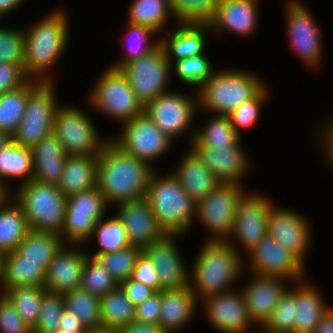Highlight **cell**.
Instances as JSON below:
<instances>
[{
    "instance_id": "7c38bea8",
    "label": "cell",
    "mask_w": 333,
    "mask_h": 333,
    "mask_svg": "<svg viewBox=\"0 0 333 333\" xmlns=\"http://www.w3.org/2000/svg\"><path fill=\"white\" fill-rule=\"evenodd\" d=\"M238 183L222 182L205 198L196 204V217L214 235L208 241H227L235 219L238 200L244 192ZM199 215V216H198Z\"/></svg>"
},
{
    "instance_id": "60d3db41",
    "label": "cell",
    "mask_w": 333,
    "mask_h": 333,
    "mask_svg": "<svg viewBox=\"0 0 333 333\" xmlns=\"http://www.w3.org/2000/svg\"><path fill=\"white\" fill-rule=\"evenodd\" d=\"M171 13L168 0H134L130 6L128 22L158 32L163 29Z\"/></svg>"
},
{
    "instance_id": "816d5d0a",
    "label": "cell",
    "mask_w": 333,
    "mask_h": 333,
    "mask_svg": "<svg viewBox=\"0 0 333 333\" xmlns=\"http://www.w3.org/2000/svg\"><path fill=\"white\" fill-rule=\"evenodd\" d=\"M265 88L266 87H264L254 98L245 101L227 115L230 123L239 135V127L251 126L257 121L260 107L263 104L267 95V91Z\"/></svg>"
},
{
    "instance_id": "003e7915",
    "label": "cell",
    "mask_w": 333,
    "mask_h": 333,
    "mask_svg": "<svg viewBox=\"0 0 333 333\" xmlns=\"http://www.w3.org/2000/svg\"><path fill=\"white\" fill-rule=\"evenodd\" d=\"M7 189L3 185L2 180L0 179V205L3 204L4 202H7V198L9 195H7Z\"/></svg>"
},
{
    "instance_id": "30bf717a",
    "label": "cell",
    "mask_w": 333,
    "mask_h": 333,
    "mask_svg": "<svg viewBox=\"0 0 333 333\" xmlns=\"http://www.w3.org/2000/svg\"><path fill=\"white\" fill-rule=\"evenodd\" d=\"M171 64L164 49L159 45L149 54L125 64L121 70L126 74L130 87L145 106L160 94L166 93Z\"/></svg>"
},
{
    "instance_id": "c3c4849f",
    "label": "cell",
    "mask_w": 333,
    "mask_h": 333,
    "mask_svg": "<svg viewBox=\"0 0 333 333\" xmlns=\"http://www.w3.org/2000/svg\"><path fill=\"white\" fill-rule=\"evenodd\" d=\"M64 308L63 294L46 291L42 297L38 322L32 332L51 333L59 329Z\"/></svg>"
},
{
    "instance_id": "d6986e66",
    "label": "cell",
    "mask_w": 333,
    "mask_h": 333,
    "mask_svg": "<svg viewBox=\"0 0 333 333\" xmlns=\"http://www.w3.org/2000/svg\"><path fill=\"white\" fill-rule=\"evenodd\" d=\"M303 4L289 1L287 6V31L295 51L308 65H316L320 61V34L313 17ZM319 34V35H318Z\"/></svg>"
},
{
    "instance_id": "cb8c5ba5",
    "label": "cell",
    "mask_w": 333,
    "mask_h": 333,
    "mask_svg": "<svg viewBox=\"0 0 333 333\" xmlns=\"http://www.w3.org/2000/svg\"><path fill=\"white\" fill-rule=\"evenodd\" d=\"M240 142L224 147H192V150L221 183L240 184L249 166Z\"/></svg>"
},
{
    "instance_id": "8fae6325",
    "label": "cell",
    "mask_w": 333,
    "mask_h": 333,
    "mask_svg": "<svg viewBox=\"0 0 333 333\" xmlns=\"http://www.w3.org/2000/svg\"><path fill=\"white\" fill-rule=\"evenodd\" d=\"M96 128L84 113L76 108L59 107L52 133L67 155H99L106 141H101Z\"/></svg>"
},
{
    "instance_id": "ee69618b",
    "label": "cell",
    "mask_w": 333,
    "mask_h": 333,
    "mask_svg": "<svg viewBox=\"0 0 333 333\" xmlns=\"http://www.w3.org/2000/svg\"><path fill=\"white\" fill-rule=\"evenodd\" d=\"M119 284L106 268L90 255L86 258L80 288L102 298Z\"/></svg>"
},
{
    "instance_id": "7402d4cb",
    "label": "cell",
    "mask_w": 333,
    "mask_h": 333,
    "mask_svg": "<svg viewBox=\"0 0 333 333\" xmlns=\"http://www.w3.org/2000/svg\"><path fill=\"white\" fill-rule=\"evenodd\" d=\"M282 279L285 280L280 276L256 274L253 281L241 291L253 323L263 326L271 316L281 297L288 290L283 286Z\"/></svg>"
},
{
    "instance_id": "2644e50d",
    "label": "cell",
    "mask_w": 333,
    "mask_h": 333,
    "mask_svg": "<svg viewBox=\"0 0 333 333\" xmlns=\"http://www.w3.org/2000/svg\"><path fill=\"white\" fill-rule=\"evenodd\" d=\"M51 333H66V332H63L62 330L57 329V330H55L54 332H51Z\"/></svg>"
},
{
    "instance_id": "ac0fdd59",
    "label": "cell",
    "mask_w": 333,
    "mask_h": 333,
    "mask_svg": "<svg viewBox=\"0 0 333 333\" xmlns=\"http://www.w3.org/2000/svg\"><path fill=\"white\" fill-rule=\"evenodd\" d=\"M309 227L306 218L294 211L272 206L267 218L268 235L294 254L304 264V254L308 249Z\"/></svg>"
},
{
    "instance_id": "3957f363",
    "label": "cell",
    "mask_w": 333,
    "mask_h": 333,
    "mask_svg": "<svg viewBox=\"0 0 333 333\" xmlns=\"http://www.w3.org/2000/svg\"><path fill=\"white\" fill-rule=\"evenodd\" d=\"M237 252L229 241H207L194 264L192 277L195 283L189 280L188 284L198 298L199 295L207 298L230 291L227 290L229 284L234 282L242 270Z\"/></svg>"
},
{
    "instance_id": "ab89813d",
    "label": "cell",
    "mask_w": 333,
    "mask_h": 333,
    "mask_svg": "<svg viewBox=\"0 0 333 333\" xmlns=\"http://www.w3.org/2000/svg\"><path fill=\"white\" fill-rule=\"evenodd\" d=\"M64 306L75 313L87 329L102 326L100 298L78 288L63 294Z\"/></svg>"
},
{
    "instance_id": "44dd1931",
    "label": "cell",
    "mask_w": 333,
    "mask_h": 333,
    "mask_svg": "<svg viewBox=\"0 0 333 333\" xmlns=\"http://www.w3.org/2000/svg\"><path fill=\"white\" fill-rule=\"evenodd\" d=\"M175 236L176 234H166L143 249L152 260L163 289H179L187 286L190 280L186 265L173 241Z\"/></svg>"
},
{
    "instance_id": "f5cc1de1",
    "label": "cell",
    "mask_w": 333,
    "mask_h": 333,
    "mask_svg": "<svg viewBox=\"0 0 333 333\" xmlns=\"http://www.w3.org/2000/svg\"><path fill=\"white\" fill-rule=\"evenodd\" d=\"M0 332L1 333H33L14 305L4 295H0Z\"/></svg>"
},
{
    "instance_id": "603a6c76",
    "label": "cell",
    "mask_w": 333,
    "mask_h": 333,
    "mask_svg": "<svg viewBox=\"0 0 333 333\" xmlns=\"http://www.w3.org/2000/svg\"><path fill=\"white\" fill-rule=\"evenodd\" d=\"M88 256L80 250H68L64 244L46 269L45 289L49 292L64 294L80 288Z\"/></svg>"
},
{
    "instance_id": "4316f807",
    "label": "cell",
    "mask_w": 333,
    "mask_h": 333,
    "mask_svg": "<svg viewBox=\"0 0 333 333\" xmlns=\"http://www.w3.org/2000/svg\"><path fill=\"white\" fill-rule=\"evenodd\" d=\"M256 0H220L211 29H227L239 35L252 33L256 26Z\"/></svg>"
},
{
    "instance_id": "1f68e13d",
    "label": "cell",
    "mask_w": 333,
    "mask_h": 333,
    "mask_svg": "<svg viewBox=\"0 0 333 333\" xmlns=\"http://www.w3.org/2000/svg\"><path fill=\"white\" fill-rule=\"evenodd\" d=\"M296 296V320L294 333H313L321 317L331 307L323 304L321 295L310 285L301 284L290 290Z\"/></svg>"
},
{
    "instance_id": "d590c367",
    "label": "cell",
    "mask_w": 333,
    "mask_h": 333,
    "mask_svg": "<svg viewBox=\"0 0 333 333\" xmlns=\"http://www.w3.org/2000/svg\"><path fill=\"white\" fill-rule=\"evenodd\" d=\"M14 177L23 178V184L33 180V153L31 148L11 141L0 152V179Z\"/></svg>"
},
{
    "instance_id": "8d00e7d4",
    "label": "cell",
    "mask_w": 333,
    "mask_h": 333,
    "mask_svg": "<svg viewBox=\"0 0 333 333\" xmlns=\"http://www.w3.org/2000/svg\"><path fill=\"white\" fill-rule=\"evenodd\" d=\"M29 96V80L20 88L0 95V132L10 135L16 132L25 113Z\"/></svg>"
},
{
    "instance_id": "9f6ffc18",
    "label": "cell",
    "mask_w": 333,
    "mask_h": 333,
    "mask_svg": "<svg viewBox=\"0 0 333 333\" xmlns=\"http://www.w3.org/2000/svg\"><path fill=\"white\" fill-rule=\"evenodd\" d=\"M161 314V292L146 299L135 307L134 321L142 324L159 325Z\"/></svg>"
},
{
    "instance_id": "4fadbf2b",
    "label": "cell",
    "mask_w": 333,
    "mask_h": 333,
    "mask_svg": "<svg viewBox=\"0 0 333 333\" xmlns=\"http://www.w3.org/2000/svg\"><path fill=\"white\" fill-rule=\"evenodd\" d=\"M123 132L118 139L112 141L124 152L150 163L171 146V138L144 113L123 123Z\"/></svg>"
},
{
    "instance_id": "db71d44e",
    "label": "cell",
    "mask_w": 333,
    "mask_h": 333,
    "mask_svg": "<svg viewBox=\"0 0 333 333\" xmlns=\"http://www.w3.org/2000/svg\"><path fill=\"white\" fill-rule=\"evenodd\" d=\"M130 279L141 282L151 287L156 292H161L163 288L156 273V269L150 257L142 251L137 258L136 264L132 270Z\"/></svg>"
},
{
    "instance_id": "89a4df30",
    "label": "cell",
    "mask_w": 333,
    "mask_h": 333,
    "mask_svg": "<svg viewBox=\"0 0 333 333\" xmlns=\"http://www.w3.org/2000/svg\"><path fill=\"white\" fill-rule=\"evenodd\" d=\"M326 128L333 134V120L329 121V124L326 126Z\"/></svg>"
},
{
    "instance_id": "f6af8a7d",
    "label": "cell",
    "mask_w": 333,
    "mask_h": 333,
    "mask_svg": "<svg viewBox=\"0 0 333 333\" xmlns=\"http://www.w3.org/2000/svg\"><path fill=\"white\" fill-rule=\"evenodd\" d=\"M98 238L100 244L95 254L112 253L129 247L126 230L122 222L115 216L107 221L99 220L94 229L93 235Z\"/></svg>"
},
{
    "instance_id": "4dcf8cb0",
    "label": "cell",
    "mask_w": 333,
    "mask_h": 333,
    "mask_svg": "<svg viewBox=\"0 0 333 333\" xmlns=\"http://www.w3.org/2000/svg\"><path fill=\"white\" fill-rule=\"evenodd\" d=\"M45 272L46 270L39 262L25 261L16 250L4 254L2 280L0 283V289H3L1 294L9 288L17 286L44 287Z\"/></svg>"
},
{
    "instance_id": "f546056e",
    "label": "cell",
    "mask_w": 333,
    "mask_h": 333,
    "mask_svg": "<svg viewBox=\"0 0 333 333\" xmlns=\"http://www.w3.org/2000/svg\"><path fill=\"white\" fill-rule=\"evenodd\" d=\"M207 29L212 30L209 24L183 23L182 27L173 34L168 32L169 37L171 36L170 40L162 38L160 45L169 62L172 63L171 56L177 61L203 54L206 45L204 31Z\"/></svg>"
},
{
    "instance_id": "52a82bcc",
    "label": "cell",
    "mask_w": 333,
    "mask_h": 333,
    "mask_svg": "<svg viewBox=\"0 0 333 333\" xmlns=\"http://www.w3.org/2000/svg\"><path fill=\"white\" fill-rule=\"evenodd\" d=\"M54 93L51 81L29 79L27 106L12 136L14 143L32 149L52 133L56 112L61 107L56 104Z\"/></svg>"
},
{
    "instance_id": "7a4b0ae2",
    "label": "cell",
    "mask_w": 333,
    "mask_h": 333,
    "mask_svg": "<svg viewBox=\"0 0 333 333\" xmlns=\"http://www.w3.org/2000/svg\"><path fill=\"white\" fill-rule=\"evenodd\" d=\"M63 11H55L25 31L23 70L29 79L51 81L45 71L62 55L68 41V23ZM34 77V78H33Z\"/></svg>"
},
{
    "instance_id": "e0dca14e",
    "label": "cell",
    "mask_w": 333,
    "mask_h": 333,
    "mask_svg": "<svg viewBox=\"0 0 333 333\" xmlns=\"http://www.w3.org/2000/svg\"><path fill=\"white\" fill-rule=\"evenodd\" d=\"M251 266L258 275L299 279L304 264L268 234L251 250Z\"/></svg>"
},
{
    "instance_id": "11a10c76",
    "label": "cell",
    "mask_w": 333,
    "mask_h": 333,
    "mask_svg": "<svg viewBox=\"0 0 333 333\" xmlns=\"http://www.w3.org/2000/svg\"><path fill=\"white\" fill-rule=\"evenodd\" d=\"M28 80L29 78L24 74L21 65L0 62V95L7 91L20 88Z\"/></svg>"
},
{
    "instance_id": "2e32d148",
    "label": "cell",
    "mask_w": 333,
    "mask_h": 333,
    "mask_svg": "<svg viewBox=\"0 0 333 333\" xmlns=\"http://www.w3.org/2000/svg\"><path fill=\"white\" fill-rule=\"evenodd\" d=\"M118 205L116 216L124 225L131 245L144 249L166 235L145 198L125 201Z\"/></svg>"
},
{
    "instance_id": "d4e9b609",
    "label": "cell",
    "mask_w": 333,
    "mask_h": 333,
    "mask_svg": "<svg viewBox=\"0 0 333 333\" xmlns=\"http://www.w3.org/2000/svg\"><path fill=\"white\" fill-rule=\"evenodd\" d=\"M33 180L58 185L67 154L53 133L45 136L33 148Z\"/></svg>"
},
{
    "instance_id": "277c9868",
    "label": "cell",
    "mask_w": 333,
    "mask_h": 333,
    "mask_svg": "<svg viewBox=\"0 0 333 333\" xmlns=\"http://www.w3.org/2000/svg\"><path fill=\"white\" fill-rule=\"evenodd\" d=\"M155 175L153 172L145 199L166 234H183L196 215V203L172 173L162 178Z\"/></svg>"
},
{
    "instance_id": "e575fe53",
    "label": "cell",
    "mask_w": 333,
    "mask_h": 333,
    "mask_svg": "<svg viewBox=\"0 0 333 333\" xmlns=\"http://www.w3.org/2000/svg\"><path fill=\"white\" fill-rule=\"evenodd\" d=\"M135 305L118 285L100 298L102 326L121 329L135 319Z\"/></svg>"
},
{
    "instance_id": "ba28073f",
    "label": "cell",
    "mask_w": 333,
    "mask_h": 333,
    "mask_svg": "<svg viewBox=\"0 0 333 333\" xmlns=\"http://www.w3.org/2000/svg\"><path fill=\"white\" fill-rule=\"evenodd\" d=\"M89 100L96 108L122 123L144 114V105L121 69H107L98 80Z\"/></svg>"
},
{
    "instance_id": "6da1fadb",
    "label": "cell",
    "mask_w": 333,
    "mask_h": 333,
    "mask_svg": "<svg viewBox=\"0 0 333 333\" xmlns=\"http://www.w3.org/2000/svg\"><path fill=\"white\" fill-rule=\"evenodd\" d=\"M153 172L150 163L109 140L98 155L97 186L108 204L139 200L146 197Z\"/></svg>"
},
{
    "instance_id": "6f0895ef",
    "label": "cell",
    "mask_w": 333,
    "mask_h": 333,
    "mask_svg": "<svg viewBox=\"0 0 333 333\" xmlns=\"http://www.w3.org/2000/svg\"><path fill=\"white\" fill-rule=\"evenodd\" d=\"M119 286L135 306L144 302L156 293L151 287L130 278L120 282Z\"/></svg>"
},
{
    "instance_id": "8992f818",
    "label": "cell",
    "mask_w": 333,
    "mask_h": 333,
    "mask_svg": "<svg viewBox=\"0 0 333 333\" xmlns=\"http://www.w3.org/2000/svg\"><path fill=\"white\" fill-rule=\"evenodd\" d=\"M264 87L252 73L216 71L200 88L198 105L218 113L216 115L227 116L242 103L254 98Z\"/></svg>"
},
{
    "instance_id": "9c48e42d",
    "label": "cell",
    "mask_w": 333,
    "mask_h": 333,
    "mask_svg": "<svg viewBox=\"0 0 333 333\" xmlns=\"http://www.w3.org/2000/svg\"><path fill=\"white\" fill-rule=\"evenodd\" d=\"M107 201L98 186L67 197L64 223L60 237L77 244L93 235L96 224L103 219Z\"/></svg>"
},
{
    "instance_id": "7bdbcfd3",
    "label": "cell",
    "mask_w": 333,
    "mask_h": 333,
    "mask_svg": "<svg viewBox=\"0 0 333 333\" xmlns=\"http://www.w3.org/2000/svg\"><path fill=\"white\" fill-rule=\"evenodd\" d=\"M142 251V248L130 245L117 252L103 254L93 253L91 257L96 258L119 284L130 278L137 258Z\"/></svg>"
},
{
    "instance_id": "bcb514c9",
    "label": "cell",
    "mask_w": 333,
    "mask_h": 333,
    "mask_svg": "<svg viewBox=\"0 0 333 333\" xmlns=\"http://www.w3.org/2000/svg\"><path fill=\"white\" fill-rule=\"evenodd\" d=\"M296 309V296L288 289L262 326L263 330L267 333H294Z\"/></svg>"
},
{
    "instance_id": "a7ac6f4b",
    "label": "cell",
    "mask_w": 333,
    "mask_h": 333,
    "mask_svg": "<svg viewBox=\"0 0 333 333\" xmlns=\"http://www.w3.org/2000/svg\"><path fill=\"white\" fill-rule=\"evenodd\" d=\"M3 261H4V254L0 251V283L2 280Z\"/></svg>"
},
{
    "instance_id": "d6a6232c",
    "label": "cell",
    "mask_w": 333,
    "mask_h": 333,
    "mask_svg": "<svg viewBox=\"0 0 333 333\" xmlns=\"http://www.w3.org/2000/svg\"><path fill=\"white\" fill-rule=\"evenodd\" d=\"M63 245L64 240L57 233L30 230L16 251L25 261L39 262L46 270Z\"/></svg>"
},
{
    "instance_id": "5bb4252c",
    "label": "cell",
    "mask_w": 333,
    "mask_h": 333,
    "mask_svg": "<svg viewBox=\"0 0 333 333\" xmlns=\"http://www.w3.org/2000/svg\"><path fill=\"white\" fill-rule=\"evenodd\" d=\"M189 97L168 91L149 101L144 106V113L173 140L176 135L188 130L195 115L198 97L196 100Z\"/></svg>"
},
{
    "instance_id": "680465c9",
    "label": "cell",
    "mask_w": 333,
    "mask_h": 333,
    "mask_svg": "<svg viewBox=\"0 0 333 333\" xmlns=\"http://www.w3.org/2000/svg\"><path fill=\"white\" fill-rule=\"evenodd\" d=\"M59 329L66 333H87L88 331L76 314L70 312L66 308H64V311L62 312L59 321Z\"/></svg>"
},
{
    "instance_id": "836d02e7",
    "label": "cell",
    "mask_w": 333,
    "mask_h": 333,
    "mask_svg": "<svg viewBox=\"0 0 333 333\" xmlns=\"http://www.w3.org/2000/svg\"><path fill=\"white\" fill-rule=\"evenodd\" d=\"M5 206L0 205V251L3 254L13 252L30 231L28 221L17 203Z\"/></svg>"
},
{
    "instance_id": "b9f144b4",
    "label": "cell",
    "mask_w": 333,
    "mask_h": 333,
    "mask_svg": "<svg viewBox=\"0 0 333 333\" xmlns=\"http://www.w3.org/2000/svg\"><path fill=\"white\" fill-rule=\"evenodd\" d=\"M169 7L181 24H209L217 13L220 0H168Z\"/></svg>"
},
{
    "instance_id": "03108f58",
    "label": "cell",
    "mask_w": 333,
    "mask_h": 333,
    "mask_svg": "<svg viewBox=\"0 0 333 333\" xmlns=\"http://www.w3.org/2000/svg\"><path fill=\"white\" fill-rule=\"evenodd\" d=\"M12 141V137L8 134L0 132V152Z\"/></svg>"
},
{
    "instance_id": "be15d7a7",
    "label": "cell",
    "mask_w": 333,
    "mask_h": 333,
    "mask_svg": "<svg viewBox=\"0 0 333 333\" xmlns=\"http://www.w3.org/2000/svg\"><path fill=\"white\" fill-rule=\"evenodd\" d=\"M325 134V138H324V141H325V144H326V150L328 151V155L330 157V161L333 163V134L328 130L326 129V131L324 132Z\"/></svg>"
},
{
    "instance_id": "f1b7e54d",
    "label": "cell",
    "mask_w": 333,
    "mask_h": 333,
    "mask_svg": "<svg viewBox=\"0 0 333 333\" xmlns=\"http://www.w3.org/2000/svg\"><path fill=\"white\" fill-rule=\"evenodd\" d=\"M98 155H68L59 189L68 197L97 186Z\"/></svg>"
},
{
    "instance_id": "6125c7cd",
    "label": "cell",
    "mask_w": 333,
    "mask_h": 333,
    "mask_svg": "<svg viewBox=\"0 0 333 333\" xmlns=\"http://www.w3.org/2000/svg\"><path fill=\"white\" fill-rule=\"evenodd\" d=\"M23 0H0V17L15 9L17 6H19Z\"/></svg>"
},
{
    "instance_id": "9a60e30c",
    "label": "cell",
    "mask_w": 333,
    "mask_h": 333,
    "mask_svg": "<svg viewBox=\"0 0 333 333\" xmlns=\"http://www.w3.org/2000/svg\"><path fill=\"white\" fill-rule=\"evenodd\" d=\"M271 208L270 201L258 194L244 193L238 200L231 234H236L248 252L268 234L267 218Z\"/></svg>"
},
{
    "instance_id": "f35d334b",
    "label": "cell",
    "mask_w": 333,
    "mask_h": 333,
    "mask_svg": "<svg viewBox=\"0 0 333 333\" xmlns=\"http://www.w3.org/2000/svg\"><path fill=\"white\" fill-rule=\"evenodd\" d=\"M240 135L227 116L217 115L193 135L192 147L233 146L240 141Z\"/></svg>"
},
{
    "instance_id": "ffe728a7",
    "label": "cell",
    "mask_w": 333,
    "mask_h": 333,
    "mask_svg": "<svg viewBox=\"0 0 333 333\" xmlns=\"http://www.w3.org/2000/svg\"><path fill=\"white\" fill-rule=\"evenodd\" d=\"M204 300L208 319L221 333H243L252 324L242 292L228 291Z\"/></svg>"
},
{
    "instance_id": "681fc988",
    "label": "cell",
    "mask_w": 333,
    "mask_h": 333,
    "mask_svg": "<svg viewBox=\"0 0 333 333\" xmlns=\"http://www.w3.org/2000/svg\"><path fill=\"white\" fill-rule=\"evenodd\" d=\"M25 57V32L0 28V62L19 64L23 67Z\"/></svg>"
},
{
    "instance_id": "e7e4bbea",
    "label": "cell",
    "mask_w": 333,
    "mask_h": 333,
    "mask_svg": "<svg viewBox=\"0 0 333 333\" xmlns=\"http://www.w3.org/2000/svg\"><path fill=\"white\" fill-rule=\"evenodd\" d=\"M87 333H120V331L117 328L99 326L88 329Z\"/></svg>"
},
{
    "instance_id": "484cf974",
    "label": "cell",
    "mask_w": 333,
    "mask_h": 333,
    "mask_svg": "<svg viewBox=\"0 0 333 333\" xmlns=\"http://www.w3.org/2000/svg\"><path fill=\"white\" fill-rule=\"evenodd\" d=\"M177 169L172 174L196 204L221 184L193 150L185 155Z\"/></svg>"
},
{
    "instance_id": "83f0119b",
    "label": "cell",
    "mask_w": 333,
    "mask_h": 333,
    "mask_svg": "<svg viewBox=\"0 0 333 333\" xmlns=\"http://www.w3.org/2000/svg\"><path fill=\"white\" fill-rule=\"evenodd\" d=\"M197 299L189 285L179 289H163L159 326L167 333H173L176 328L183 327L190 321Z\"/></svg>"
},
{
    "instance_id": "91938a15",
    "label": "cell",
    "mask_w": 333,
    "mask_h": 333,
    "mask_svg": "<svg viewBox=\"0 0 333 333\" xmlns=\"http://www.w3.org/2000/svg\"><path fill=\"white\" fill-rule=\"evenodd\" d=\"M119 331L120 333H167L159 325L142 324L135 321L119 329Z\"/></svg>"
},
{
    "instance_id": "7dc6e473",
    "label": "cell",
    "mask_w": 333,
    "mask_h": 333,
    "mask_svg": "<svg viewBox=\"0 0 333 333\" xmlns=\"http://www.w3.org/2000/svg\"><path fill=\"white\" fill-rule=\"evenodd\" d=\"M211 63L201 54L184 58L175 62V72L184 83L202 87V85L214 74Z\"/></svg>"
},
{
    "instance_id": "74e56055",
    "label": "cell",
    "mask_w": 333,
    "mask_h": 333,
    "mask_svg": "<svg viewBox=\"0 0 333 333\" xmlns=\"http://www.w3.org/2000/svg\"><path fill=\"white\" fill-rule=\"evenodd\" d=\"M43 286H17L7 289L3 294L14 305L23 321L32 329L38 322L43 294Z\"/></svg>"
},
{
    "instance_id": "f907efd6",
    "label": "cell",
    "mask_w": 333,
    "mask_h": 333,
    "mask_svg": "<svg viewBox=\"0 0 333 333\" xmlns=\"http://www.w3.org/2000/svg\"><path fill=\"white\" fill-rule=\"evenodd\" d=\"M128 30H129L128 35L129 36L132 35L131 38L135 40L136 46L131 45L129 47L130 53L126 55V57H124L119 63L113 65L112 66L113 68L121 69L128 62L149 54L151 51H153L160 45V39L155 41L154 43L151 42L150 44L146 42L148 38H150V36L156 34V32L150 29L149 27L129 22ZM143 42H145L144 43L145 45L143 44ZM141 43L143 45H141Z\"/></svg>"
},
{
    "instance_id": "5b68a950",
    "label": "cell",
    "mask_w": 333,
    "mask_h": 333,
    "mask_svg": "<svg viewBox=\"0 0 333 333\" xmlns=\"http://www.w3.org/2000/svg\"><path fill=\"white\" fill-rule=\"evenodd\" d=\"M16 194L30 230L60 234L63 228L67 197L58 185L31 180Z\"/></svg>"
},
{
    "instance_id": "94428289",
    "label": "cell",
    "mask_w": 333,
    "mask_h": 333,
    "mask_svg": "<svg viewBox=\"0 0 333 333\" xmlns=\"http://www.w3.org/2000/svg\"><path fill=\"white\" fill-rule=\"evenodd\" d=\"M313 333H333V309L332 307L325 312L319 320Z\"/></svg>"
}]
</instances>
